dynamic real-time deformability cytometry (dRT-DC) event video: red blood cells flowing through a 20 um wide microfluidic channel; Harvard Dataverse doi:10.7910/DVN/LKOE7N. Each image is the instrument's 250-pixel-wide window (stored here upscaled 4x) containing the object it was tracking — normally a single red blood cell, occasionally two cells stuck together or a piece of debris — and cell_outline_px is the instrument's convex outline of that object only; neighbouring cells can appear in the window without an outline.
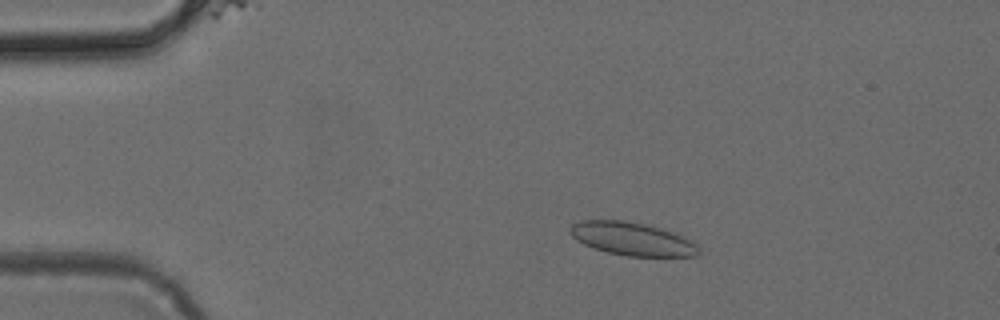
{"species": "common noctule bat (a hibernating species)", "species_latin": "Nyctalus noctula", "temperature_condition": "cold", "stored_images_in_passage": 50, "camera_frame_rate_fps": 3000, "um_per_image_px": 0.085, "animal": {"sex": "female", "body_mass_g": 24.6, "forearm_length_mm": 56.2}, "frame": {"image": 1, "passage_image": 10, "time_ms": 3.0, "image_size_px": [1000, 320], "cell_outline_px": [[700, 256], [628, 256], [608, 252], [584, 244], [576, 240], [568, 232], [568, 228], [572, 224], [580, 220], [624, 220], [644, 224], [660, 228], [684, 236], [700, 244]], "centroid_in_image_um": [53.77, 20.3], "position_along_channel_um": 31.2, "area_um2": 25.03}}
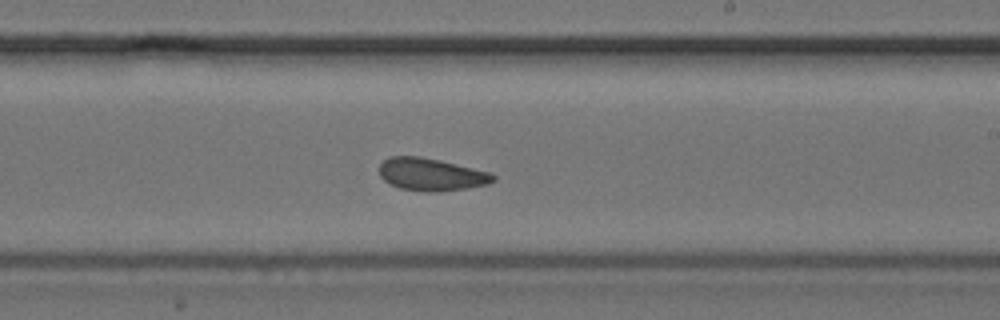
{"frame": {"image": 2, "passage_image": 30, "time_ms": 9.667, "image_size_px": [1000, 320], "cell_outline_px": [[496, 180], [488, 184], [468, 188], [440, 192], [428, 192], [400, 188], [384, 180], [380, 176], [380, 164], [388, 156], [420, 156], [440, 160], [488, 172], [496, 176]], "centroid_in_image_um": [36.65, 14.83], "position_along_channel_um": 252.3, "area_um2": 21.56}}
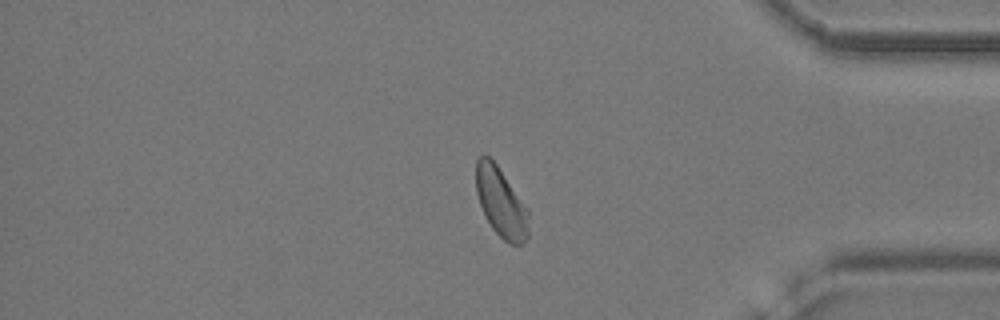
{"frame": {"image": 3, "passage_image": 42, "time_ms": 13.667, "image_size_px": [1000, 320], "cell_outline_px": [[528, 236], [524, 244], [508, 244], [492, 228], [480, 204], [476, 192], [476, 160], [480, 156], [488, 156], [496, 164], [528, 208]], "centroid_in_image_um": [42.59, 17.22], "position_along_channel_um": 392.6, "area_um2": 21.04}}